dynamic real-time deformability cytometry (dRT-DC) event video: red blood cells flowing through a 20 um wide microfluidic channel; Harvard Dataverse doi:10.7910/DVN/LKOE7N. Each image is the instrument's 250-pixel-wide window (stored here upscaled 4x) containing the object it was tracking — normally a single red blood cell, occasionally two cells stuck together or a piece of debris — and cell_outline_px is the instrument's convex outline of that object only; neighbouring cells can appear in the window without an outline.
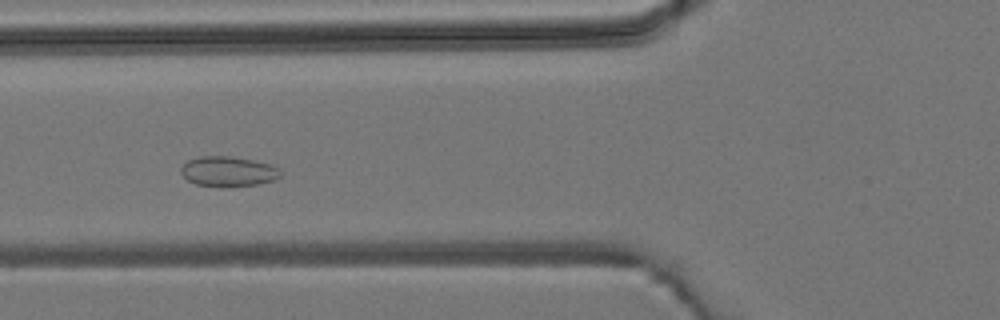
{"species": "common noctule bat (a hibernating species)", "species_latin": "Nyctalus noctula", "temperature_condition": "room temperature", "stored_images_in_passage": 4, "camera_frame_rate_fps": 3000, "um_per_image_px": 0.085, "animal": {"sex": "male", "body_mass_g": 19.2, "forearm_length_mm": 51.8}, "frame": {"image": 1, "passage_image": 4, "time_ms": 3.333, "image_size_px": [1000, 320], "cell_outline_px": [[280, 176], [272, 180], [260, 184], [220, 188], [196, 184], [188, 180], [180, 172], [180, 168], [188, 160], [200, 156], [232, 156], [272, 164], [280, 168]], "centroid_in_image_um": [19.39, 14.58], "position_along_channel_um": 106.4, "area_um2": 17.69}}